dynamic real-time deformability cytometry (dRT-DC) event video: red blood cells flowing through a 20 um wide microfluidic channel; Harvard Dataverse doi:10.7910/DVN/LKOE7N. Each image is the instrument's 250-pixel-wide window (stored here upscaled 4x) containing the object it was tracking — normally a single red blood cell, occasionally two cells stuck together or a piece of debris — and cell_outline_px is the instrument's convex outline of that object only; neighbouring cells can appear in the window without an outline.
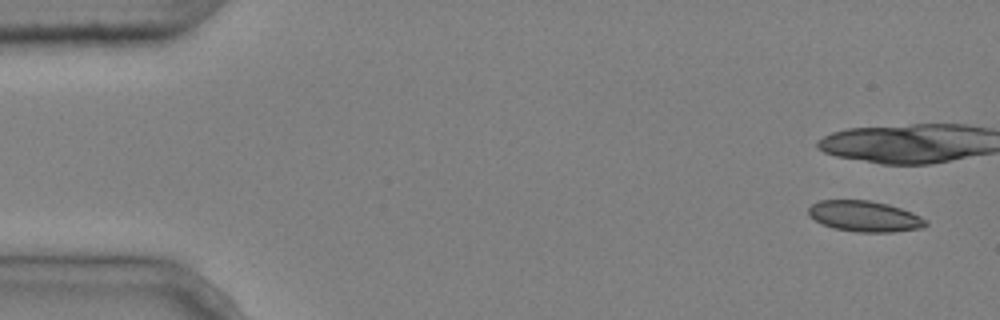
{"species": "common noctule bat (a hibernating species)", "species_latin": "Nyctalus noctula", "temperature_condition": "cold", "stored_images_in_passage": 5, "camera_frame_rate_fps": 3000, "um_per_image_px": 0.085, "animal": {"sex": "male", "body_mass_g": 20.4}, "frame": {"image": 1, "passage_image": 1, "time_ms": 0.0, "image_size_px": [1000, 320], "cell_outline_px": [[928, 224], [924, 228], [892, 232], [856, 232], [836, 228], [824, 224], [808, 216], [808, 208], [812, 204], [820, 200], [868, 200], [888, 204], [912, 212], [928, 220]], "centroid_in_image_um": [73.53, 18.38], "position_along_channel_um": 11.5, "area_um2": 21.1}}